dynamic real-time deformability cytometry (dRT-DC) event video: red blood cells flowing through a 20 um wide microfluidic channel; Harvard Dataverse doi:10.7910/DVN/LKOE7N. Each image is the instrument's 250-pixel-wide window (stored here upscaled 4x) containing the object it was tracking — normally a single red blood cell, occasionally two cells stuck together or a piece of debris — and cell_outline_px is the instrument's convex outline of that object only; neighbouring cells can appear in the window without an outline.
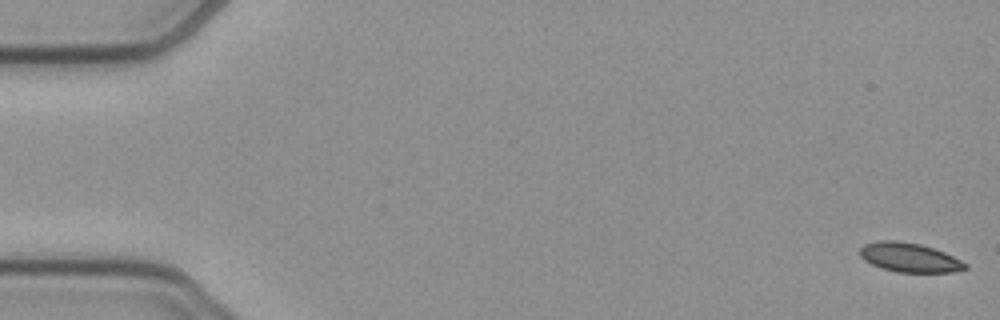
{"species": "common noctule bat (a hibernating species)", "species_latin": "Nyctalus noctula", "temperature_condition": "cold", "stored_images_in_passage": 54, "camera_frame_rate_fps": 3000, "um_per_image_px": 0.085, "animal": {"sex": "female", "body_mass_g": 21.9}, "frame": {"image": 1, "passage_image": 1, "time_ms": 0.0, "image_size_px": [1000, 320], "cell_outline_px": [[968, 268], [952, 272], [896, 272], [880, 268], [864, 260], [860, 256], [860, 248], [864, 244], [880, 240], [896, 240], [920, 244], [944, 252], [968, 264]], "centroid_in_image_um": [77.28, 21.89], "position_along_channel_um": 7.7, "area_um2": 17.92}}
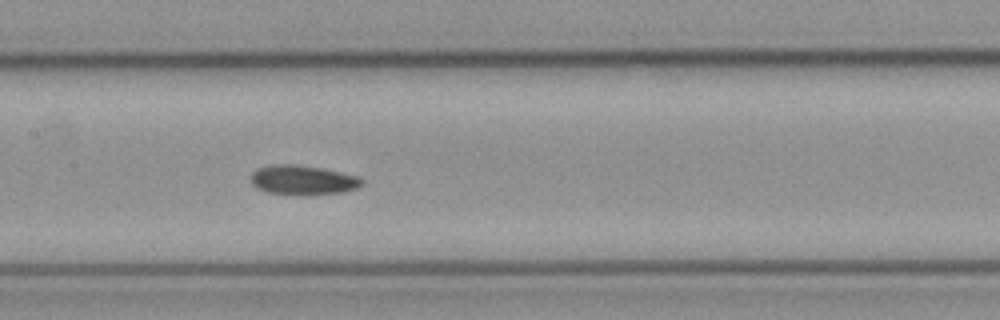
{"frame": {"image": 2, "passage_image": 26, "time_ms": 8.333, "image_size_px": [1000, 320], "cell_outline_px": [[364, 184], [356, 188], [344, 192], [312, 196], [300, 196], [268, 192], [256, 188], [252, 184], [252, 172], [256, 168], [280, 164], [292, 164], [324, 168], [360, 176], [364, 180]], "centroid_in_image_um": [25.8, 15.32], "position_along_channel_um": 181.6, "area_um2": 19.59}}
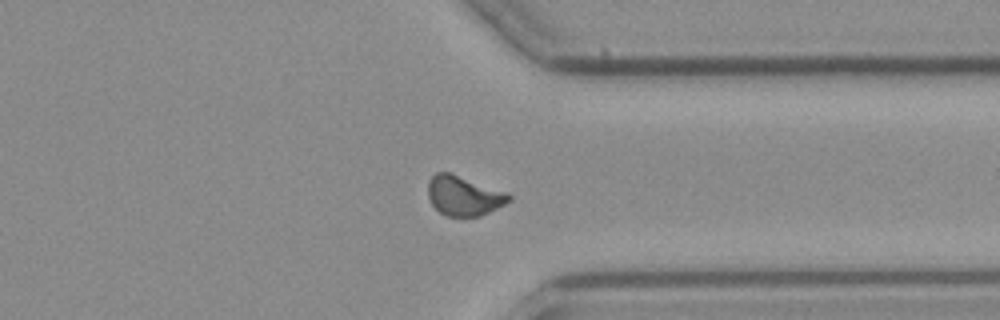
{"frame": {"image": 3, "passage_image": 41, "time_ms": 13.333, "image_size_px": [1000, 320], "cell_outline_px": [[512, 200], [480, 216], [448, 216], [440, 212], [432, 204], [428, 196], [428, 180], [436, 172], [452, 172], [508, 192], [512, 196]], "centroid_in_image_um": [39.43, 16.61], "position_along_channel_um": 372.0, "area_um2": 18.9}}